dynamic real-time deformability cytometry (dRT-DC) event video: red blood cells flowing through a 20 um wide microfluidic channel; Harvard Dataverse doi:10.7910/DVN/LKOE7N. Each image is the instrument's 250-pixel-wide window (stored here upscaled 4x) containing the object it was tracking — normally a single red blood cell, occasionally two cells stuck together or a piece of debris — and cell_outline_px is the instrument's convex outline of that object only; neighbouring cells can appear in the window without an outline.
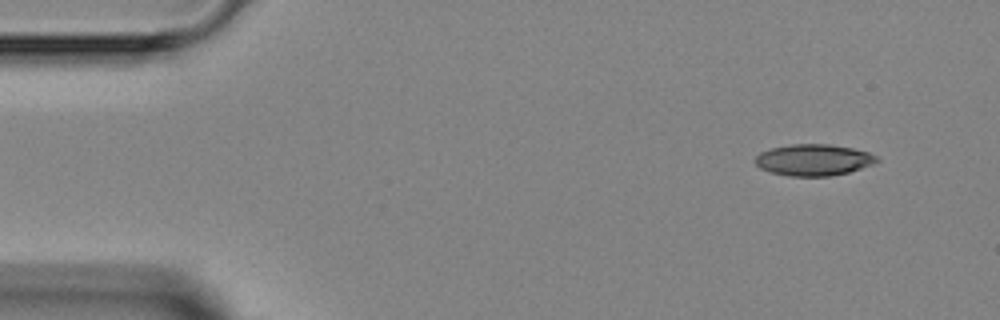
{"species": "Egyptian fruit bat (a non-hibernating species)", "species_latin": "Rousettus aegyptiacus", "temperature_condition": "room temperature", "stored_images_in_passage": 2, "segment_of_instrument_passage": [2, 2], "camera_frame_rate_fps": 3000, "um_per_image_px": 0.085, "animal": {"sex": "female"}, "frame": {"image": 1, "passage_image": 2, "time_ms": 2.333, "image_size_px": [1000, 320], "cell_outline_px": [[880, 160], [872, 164], [848, 172], [828, 176], [788, 176], [772, 172], [760, 168], [756, 164], [756, 156], [760, 152], [772, 148], [792, 144], [828, 144], [852, 148], [868, 152], [876, 156]], "centroid_in_image_um": [69.15, 13.59], "position_along_channel_um": 15.9, "area_um2": 22.02}}